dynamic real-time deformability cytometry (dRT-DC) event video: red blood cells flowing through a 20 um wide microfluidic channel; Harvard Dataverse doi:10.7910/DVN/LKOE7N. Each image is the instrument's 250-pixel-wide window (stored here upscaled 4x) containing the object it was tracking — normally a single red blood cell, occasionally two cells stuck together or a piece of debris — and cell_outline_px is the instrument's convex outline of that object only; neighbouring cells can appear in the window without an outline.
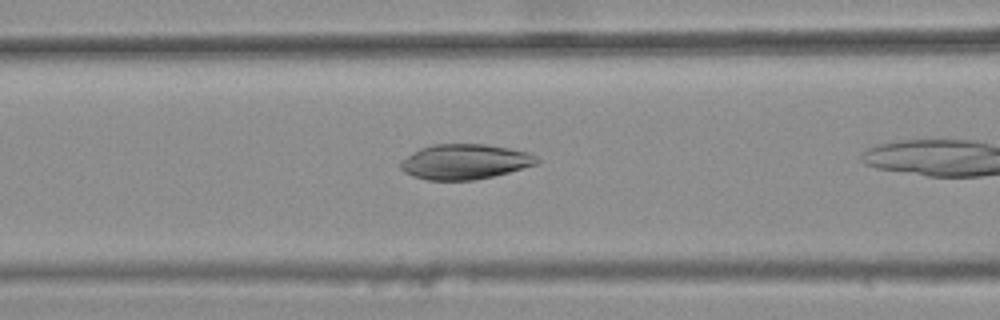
{"species": "common noctule bat (a hibernating species)", "species_latin": "Nyctalus noctula", "temperature_condition": "warm", "stored_images_in_passage": 8, "camera_frame_rate_fps": 3000, "um_per_image_px": 0.085, "animal": {"sex": "female", "body_mass_g": 25.1}, "frame": {"image": 1, "passage_image": 6, "time_ms": 1.667, "image_size_px": [1000, 320], "cell_outline_px": [[540, 164], [492, 176], [472, 180], [428, 180], [412, 176], [404, 172], [400, 168], [400, 160], [420, 148], [432, 144], [488, 144], [528, 152], [536, 156], [540, 160]], "centroid_in_image_um": [39.51, 13.74], "position_along_channel_um": 127.1, "area_um2": 28.03}}